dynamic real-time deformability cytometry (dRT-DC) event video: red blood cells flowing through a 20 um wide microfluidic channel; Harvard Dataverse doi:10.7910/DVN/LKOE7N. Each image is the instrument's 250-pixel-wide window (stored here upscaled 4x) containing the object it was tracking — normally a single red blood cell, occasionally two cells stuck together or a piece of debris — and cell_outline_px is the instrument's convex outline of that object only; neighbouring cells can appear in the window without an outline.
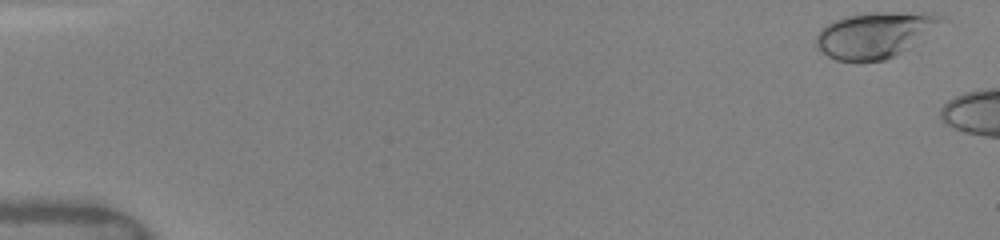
{"species": "human", "species_latin": "Homo sapiens", "temperature_condition": "warm", "stored_images_in_passage": 3, "camera_frame_rate_fps": 3000, "um_per_image_px": 0.085, "donor": {"sex": "female"}, "frame": {"image": 1, "passage_image": 1, "time_ms": 0.0, "image_size_px": [1000, 240], "cell_outline_px": [[944, 20], [908, 48], [884, 60], [836, 60], [828, 56], [816, 48], [816, 36], [820, 28], [832, 20], [844, 16], [864, 12], [932, 12], [944, 16]], "centroid_in_image_um": [74.3, 2.92], "position_along_channel_um": 10.7, "area_um2": 33.18}}